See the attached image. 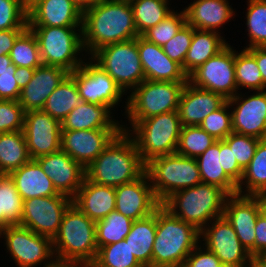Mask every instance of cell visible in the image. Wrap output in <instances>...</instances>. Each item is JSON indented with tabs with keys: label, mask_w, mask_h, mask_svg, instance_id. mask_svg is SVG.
<instances>
[{
	"label": "cell",
	"mask_w": 266,
	"mask_h": 267,
	"mask_svg": "<svg viewBox=\"0 0 266 267\" xmlns=\"http://www.w3.org/2000/svg\"><path fill=\"white\" fill-rule=\"evenodd\" d=\"M83 46L90 57L103 46L138 37L129 0H102L83 12Z\"/></svg>",
	"instance_id": "cell-1"
},
{
	"label": "cell",
	"mask_w": 266,
	"mask_h": 267,
	"mask_svg": "<svg viewBox=\"0 0 266 267\" xmlns=\"http://www.w3.org/2000/svg\"><path fill=\"white\" fill-rule=\"evenodd\" d=\"M144 172L145 164L134 140L122 130L85 168V178L98 185L118 187L136 180Z\"/></svg>",
	"instance_id": "cell-2"
},
{
	"label": "cell",
	"mask_w": 266,
	"mask_h": 267,
	"mask_svg": "<svg viewBox=\"0 0 266 267\" xmlns=\"http://www.w3.org/2000/svg\"><path fill=\"white\" fill-rule=\"evenodd\" d=\"M199 243L200 231L194 225L174 216L162 204L156 209L152 267L183 266Z\"/></svg>",
	"instance_id": "cell-3"
},
{
	"label": "cell",
	"mask_w": 266,
	"mask_h": 267,
	"mask_svg": "<svg viewBox=\"0 0 266 267\" xmlns=\"http://www.w3.org/2000/svg\"><path fill=\"white\" fill-rule=\"evenodd\" d=\"M52 243L56 261L82 263L89 267L98 251L96 222L72 203L65 211Z\"/></svg>",
	"instance_id": "cell-4"
},
{
	"label": "cell",
	"mask_w": 266,
	"mask_h": 267,
	"mask_svg": "<svg viewBox=\"0 0 266 267\" xmlns=\"http://www.w3.org/2000/svg\"><path fill=\"white\" fill-rule=\"evenodd\" d=\"M228 196L218 186L200 183L176 191L162 205L174 216L201 231L213 219L223 215Z\"/></svg>",
	"instance_id": "cell-5"
},
{
	"label": "cell",
	"mask_w": 266,
	"mask_h": 267,
	"mask_svg": "<svg viewBox=\"0 0 266 267\" xmlns=\"http://www.w3.org/2000/svg\"><path fill=\"white\" fill-rule=\"evenodd\" d=\"M186 83L144 80L127 95V108L124 115L128 119L126 120L128 124L123 121L122 130L127 132L135 123L149 117L178 111L180 97Z\"/></svg>",
	"instance_id": "cell-6"
},
{
	"label": "cell",
	"mask_w": 266,
	"mask_h": 267,
	"mask_svg": "<svg viewBox=\"0 0 266 267\" xmlns=\"http://www.w3.org/2000/svg\"><path fill=\"white\" fill-rule=\"evenodd\" d=\"M28 28L37 39L44 65L58 66L71 73L82 66L88 58L83 46L82 27L28 26Z\"/></svg>",
	"instance_id": "cell-7"
},
{
	"label": "cell",
	"mask_w": 266,
	"mask_h": 267,
	"mask_svg": "<svg viewBox=\"0 0 266 267\" xmlns=\"http://www.w3.org/2000/svg\"><path fill=\"white\" fill-rule=\"evenodd\" d=\"M181 129L178 111H171L141 120L127 133L146 164L153 158L176 153Z\"/></svg>",
	"instance_id": "cell-8"
},
{
	"label": "cell",
	"mask_w": 266,
	"mask_h": 267,
	"mask_svg": "<svg viewBox=\"0 0 266 267\" xmlns=\"http://www.w3.org/2000/svg\"><path fill=\"white\" fill-rule=\"evenodd\" d=\"M145 172L161 204L176 191L202 183L196 159L178 153L153 158Z\"/></svg>",
	"instance_id": "cell-9"
},
{
	"label": "cell",
	"mask_w": 266,
	"mask_h": 267,
	"mask_svg": "<svg viewBox=\"0 0 266 267\" xmlns=\"http://www.w3.org/2000/svg\"><path fill=\"white\" fill-rule=\"evenodd\" d=\"M90 58L100 66L126 93L145 80L137 47L133 40L101 47Z\"/></svg>",
	"instance_id": "cell-10"
},
{
	"label": "cell",
	"mask_w": 266,
	"mask_h": 267,
	"mask_svg": "<svg viewBox=\"0 0 266 267\" xmlns=\"http://www.w3.org/2000/svg\"><path fill=\"white\" fill-rule=\"evenodd\" d=\"M0 238L17 267H47L56 261L52 239L27 227L9 225L0 233Z\"/></svg>",
	"instance_id": "cell-11"
},
{
	"label": "cell",
	"mask_w": 266,
	"mask_h": 267,
	"mask_svg": "<svg viewBox=\"0 0 266 267\" xmlns=\"http://www.w3.org/2000/svg\"><path fill=\"white\" fill-rule=\"evenodd\" d=\"M76 82L82 102L98 105H106L115 112V107L120 106V102L127 108L126 93L121 87L90 57L86 59L82 66L69 73ZM122 99L126 101L122 102Z\"/></svg>",
	"instance_id": "cell-12"
},
{
	"label": "cell",
	"mask_w": 266,
	"mask_h": 267,
	"mask_svg": "<svg viewBox=\"0 0 266 267\" xmlns=\"http://www.w3.org/2000/svg\"><path fill=\"white\" fill-rule=\"evenodd\" d=\"M235 47L230 43L188 76V82L229 100L240 91L236 85Z\"/></svg>",
	"instance_id": "cell-13"
},
{
	"label": "cell",
	"mask_w": 266,
	"mask_h": 267,
	"mask_svg": "<svg viewBox=\"0 0 266 267\" xmlns=\"http://www.w3.org/2000/svg\"><path fill=\"white\" fill-rule=\"evenodd\" d=\"M72 203L73 199L63 194L26 199L20 225L36 234L53 239L59 230L65 211Z\"/></svg>",
	"instance_id": "cell-14"
},
{
	"label": "cell",
	"mask_w": 266,
	"mask_h": 267,
	"mask_svg": "<svg viewBox=\"0 0 266 267\" xmlns=\"http://www.w3.org/2000/svg\"><path fill=\"white\" fill-rule=\"evenodd\" d=\"M200 243L214 253L221 263L250 265L255 260L241 244L224 215L213 219L200 231Z\"/></svg>",
	"instance_id": "cell-15"
},
{
	"label": "cell",
	"mask_w": 266,
	"mask_h": 267,
	"mask_svg": "<svg viewBox=\"0 0 266 267\" xmlns=\"http://www.w3.org/2000/svg\"><path fill=\"white\" fill-rule=\"evenodd\" d=\"M248 93L240 91L227 100L232 109L233 132L266 139V90Z\"/></svg>",
	"instance_id": "cell-16"
},
{
	"label": "cell",
	"mask_w": 266,
	"mask_h": 267,
	"mask_svg": "<svg viewBox=\"0 0 266 267\" xmlns=\"http://www.w3.org/2000/svg\"><path fill=\"white\" fill-rule=\"evenodd\" d=\"M61 122L43 110L25 112L23 132L31 159L61 150Z\"/></svg>",
	"instance_id": "cell-17"
},
{
	"label": "cell",
	"mask_w": 266,
	"mask_h": 267,
	"mask_svg": "<svg viewBox=\"0 0 266 267\" xmlns=\"http://www.w3.org/2000/svg\"><path fill=\"white\" fill-rule=\"evenodd\" d=\"M115 210L132 220L145 218L161 205L144 172L136 180L115 187Z\"/></svg>",
	"instance_id": "cell-18"
},
{
	"label": "cell",
	"mask_w": 266,
	"mask_h": 267,
	"mask_svg": "<svg viewBox=\"0 0 266 267\" xmlns=\"http://www.w3.org/2000/svg\"><path fill=\"white\" fill-rule=\"evenodd\" d=\"M122 129L61 131V150L86 168Z\"/></svg>",
	"instance_id": "cell-19"
},
{
	"label": "cell",
	"mask_w": 266,
	"mask_h": 267,
	"mask_svg": "<svg viewBox=\"0 0 266 267\" xmlns=\"http://www.w3.org/2000/svg\"><path fill=\"white\" fill-rule=\"evenodd\" d=\"M260 214L258 195H229L223 215L234 228L241 244L254 258L255 226Z\"/></svg>",
	"instance_id": "cell-20"
},
{
	"label": "cell",
	"mask_w": 266,
	"mask_h": 267,
	"mask_svg": "<svg viewBox=\"0 0 266 267\" xmlns=\"http://www.w3.org/2000/svg\"><path fill=\"white\" fill-rule=\"evenodd\" d=\"M59 194L73 199L85 178V168L62 150L35 159Z\"/></svg>",
	"instance_id": "cell-21"
},
{
	"label": "cell",
	"mask_w": 266,
	"mask_h": 267,
	"mask_svg": "<svg viewBox=\"0 0 266 267\" xmlns=\"http://www.w3.org/2000/svg\"><path fill=\"white\" fill-rule=\"evenodd\" d=\"M137 47L145 80L188 82V76L183 71L182 66L171 60L161 46L138 36Z\"/></svg>",
	"instance_id": "cell-22"
},
{
	"label": "cell",
	"mask_w": 266,
	"mask_h": 267,
	"mask_svg": "<svg viewBox=\"0 0 266 267\" xmlns=\"http://www.w3.org/2000/svg\"><path fill=\"white\" fill-rule=\"evenodd\" d=\"M27 12L28 26L82 27L83 12L71 0H35Z\"/></svg>",
	"instance_id": "cell-23"
},
{
	"label": "cell",
	"mask_w": 266,
	"mask_h": 267,
	"mask_svg": "<svg viewBox=\"0 0 266 267\" xmlns=\"http://www.w3.org/2000/svg\"><path fill=\"white\" fill-rule=\"evenodd\" d=\"M227 99L187 82L179 102L178 114L182 126H199L212 112L222 107Z\"/></svg>",
	"instance_id": "cell-24"
},
{
	"label": "cell",
	"mask_w": 266,
	"mask_h": 267,
	"mask_svg": "<svg viewBox=\"0 0 266 267\" xmlns=\"http://www.w3.org/2000/svg\"><path fill=\"white\" fill-rule=\"evenodd\" d=\"M69 74L58 66L44 65L35 68L31 81L21 90L18 102L25 112L42 110L47 98Z\"/></svg>",
	"instance_id": "cell-25"
},
{
	"label": "cell",
	"mask_w": 266,
	"mask_h": 267,
	"mask_svg": "<svg viewBox=\"0 0 266 267\" xmlns=\"http://www.w3.org/2000/svg\"><path fill=\"white\" fill-rule=\"evenodd\" d=\"M182 9L186 15V23L194 29L218 33L236 15L229 0H194Z\"/></svg>",
	"instance_id": "cell-26"
},
{
	"label": "cell",
	"mask_w": 266,
	"mask_h": 267,
	"mask_svg": "<svg viewBox=\"0 0 266 267\" xmlns=\"http://www.w3.org/2000/svg\"><path fill=\"white\" fill-rule=\"evenodd\" d=\"M113 112L106 105L82 102L62 121L61 131L122 129V120H116Z\"/></svg>",
	"instance_id": "cell-27"
},
{
	"label": "cell",
	"mask_w": 266,
	"mask_h": 267,
	"mask_svg": "<svg viewBox=\"0 0 266 267\" xmlns=\"http://www.w3.org/2000/svg\"><path fill=\"white\" fill-rule=\"evenodd\" d=\"M115 187L95 184L84 178L73 203L91 220L97 222L115 211Z\"/></svg>",
	"instance_id": "cell-28"
},
{
	"label": "cell",
	"mask_w": 266,
	"mask_h": 267,
	"mask_svg": "<svg viewBox=\"0 0 266 267\" xmlns=\"http://www.w3.org/2000/svg\"><path fill=\"white\" fill-rule=\"evenodd\" d=\"M9 175L23 200L59 195L52 180L35 159H31Z\"/></svg>",
	"instance_id": "cell-29"
},
{
	"label": "cell",
	"mask_w": 266,
	"mask_h": 267,
	"mask_svg": "<svg viewBox=\"0 0 266 267\" xmlns=\"http://www.w3.org/2000/svg\"><path fill=\"white\" fill-rule=\"evenodd\" d=\"M221 34L193 28L191 45L184 60V72L187 76L229 44Z\"/></svg>",
	"instance_id": "cell-30"
},
{
	"label": "cell",
	"mask_w": 266,
	"mask_h": 267,
	"mask_svg": "<svg viewBox=\"0 0 266 267\" xmlns=\"http://www.w3.org/2000/svg\"><path fill=\"white\" fill-rule=\"evenodd\" d=\"M156 235V210L153 214L133 221L125 240L131 253L144 267H152V251Z\"/></svg>",
	"instance_id": "cell-31"
},
{
	"label": "cell",
	"mask_w": 266,
	"mask_h": 267,
	"mask_svg": "<svg viewBox=\"0 0 266 267\" xmlns=\"http://www.w3.org/2000/svg\"><path fill=\"white\" fill-rule=\"evenodd\" d=\"M196 159L202 183L218 186L228 195L237 194V184L221 167L220 140L214 142Z\"/></svg>",
	"instance_id": "cell-32"
},
{
	"label": "cell",
	"mask_w": 266,
	"mask_h": 267,
	"mask_svg": "<svg viewBox=\"0 0 266 267\" xmlns=\"http://www.w3.org/2000/svg\"><path fill=\"white\" fill-rule=\"evenodd\" d=\"M31 160L23 130L0 133V174H10Z\"/></svg>",
	"instance_id": "cell-33"
},
{
	"label": "cell",
	"mask_w": 266,
	"mask_h": 267,
	"mask_svg": "<svg viewBox=\"0 0 266 267\" xmlns=\"http://www.w3.org/2000/svg\"><path fill=\"white\" fill-rule=\"evenodd\" d=\"M237 194H266V139L258 142L254 156L237 185Z\"/></svg>",
	"instance_id": "cell-34"
},
{
	"label": "cell",
	"mask_w": 266,
	"mask_h": 267,
	"mask_svg": "<svg viewBox=\"0 0 266 267\" xmlns=\"http://www.w3.org/2000/svg\"><path fill=\"white\" fill-rule=\"evenodd\" d=\"M80 103L82 100L75 79L68 74L47 98L42 110L62 123L66 116Z\"/></svg>",
	"instance_id": "cell-35"
},
{
	"label": "cell",
	"mask_w": 266,
	"mask_h": 267,
	"mask_svg": "<svg viewBox=\"0 0 266 267\" xmlns=\"http://www.w3.org/2000/svg\"><path fill=\"white\" fill-rule=\"evenodd\" d=\"M129 1L134 12V21L139 36L157 25L174 10L170 4L171 0Z\"/></svg>",
	"instance_id": "cell-36"
},
{
	"label": "cell",
	"mask_w": 266,
	"mask_h": 267,
	"mask_svg": "<svg viewBox=\"0 0 266 267\" xmlns=\"http://www.w3.org/2000/svg\"><path fill=\"white\" fill-rule=\"evenodd\" d=\"M24 200L13 179L8 174H0V215H3V230L9 225H20Z\"/></svg>",
	"instance_id": "cell-37"
},
{
	"label": "cell",
	"mask_w": 266,
	"mask_h": 267,
	"mask_svg": "<svg viewBox=\"0 0 266 267\" xmlns=\"http://www.w3.org/2000/svg\"><path fill=\"white\" fill-rule=\"evenodd\" d=\"M134 220L115 211L96 222L97 248L117 243L126 238Z\"/></svg>",
	"instance_id": "cell-38"
},
{
	"label": "cell",
	"mask_w": 266,
	"mask_h": 267,
	"mask_svg": "<svg viewBox=\"0 0 266 267\" xmlns=\"http://www.w3.org/2000/svg\"><path fill=\"white\" fill-rule=\"evenodd\" d=\"M246 30L248 41L243 49L266 46V0H247Z\"/></svg>",
	"instance_id": "cell-39"
},
{
	"label": "cell",
	"mask_w": 266,
	"mask_h": 267,
	"mask_svg": "<svg viewBox=\"0 0 266 267\" xmlns=\"http://www.w3.org/2000/svg\"><path fill=\"white\" fill-rule=\"evenodd\" d=\"M89 267H144L131 253L125 239L98 249Z\"/></svg>",
	"instance_id": "cell-40"
},
{
	"label": "cell",
	"mask_w": 266,
	"mask_h": 267,
	"mask_svg": "<svg viewBox=\"0 0 266 267\" xmlns=\"http://www.w3.org/2000/svg\"><path fill=\"white\" fill-rule=\"evenodd\" d=\"M235 75L238 90L263 91V79L255 58L246 50L235 49ZM241 87V88H240Z\"/></svg>",
	"instance_id": "cell-41"
},
{
	"label": "cell",
	"mask_w": 266,
	"mask_h": 267,
	"mask_svg": "<svg viewBox=\"0 0 266 267\" xmlns=\"http://www.w3.org/2000/svg\"><path fill=\"white\" fill-rule=\"evenodd\" d=\"M10 58L16 67L35 69L43 64L37 39L29 28L16 39Z\"/></svg>",
	"instance_id": "cell-42"
},
{
	"label": "cell",
	"mask_w": 266,
	"mask_h": 267,
	"mask_svg": "<svg viewBox=\"0 0 266 267\" xmlns=\"http://www.w3.org/2000/svg\"><path fill=\"white\" fill-rule=\"evenodd\" d=\"M216 140L200 126H182L176 153L197 158Z\"/></svg>",
	"instance_id": "cell-43"
},
{
	"label": "cell",
	"mask_w": 266,
	"mask_h": 267,
	"mask_svg": "<svg viewBox=\"0 0 266 267\" xmlns=\"http://www.w3.org/2000/svg\"><path fill=\"white\" fill-rule=\"evenodd\" d=\"M186 23V15L182 9L173 10L167 17L160 21L154 27L146 30L141 36L146 40L163 47L178 30Z\"/></svg>",
	"instance_id": "cell-44"
},
{
	"label": "cell",
	"mask_w": 266,
	"mask_h": 267,
	"mask_svg": "<svg viewBox=\"0 0 266 267\" xmlns=\"http://www.w3.org/2000/svg\"><path fill=\"white\" fill-rule=\"evenodd\" d=\"M27 28V6L22 0H0V30Z\"/></svg>",
	"instance_id": "cell-45"
},
{
	"label": "cell",
	"mask_w": 266,
	"mask_h": 267,
	"mask_svg": "<svg viewBox=\"0 0 266 267\" xmlns=\"http://www.w3.org/2000/svg\"><path fill=\"white\" fill-rule=\"evenodd\" d=\"M216 141L224 140L233 132L232 113L228 101L219 109L209 114L199 125Z\"/></svg>",
	"instance_id": "cell-46"
},
{
	"label": "cell",
	"mask_w": 266,
	"mask_h": 267,
	"mask_svg": "<svg viewBox=\"0 0 266 267\" xmlns=\"http://www.w3.org/2000/svg\"><path fill=\"white\" fill-rule=\"evenodd\" d=\"M224 141L232 150L238 165L244 170L253 158L260 139L232 132Z\"/></svg>",
	"instance_id": "cell-47"
},
{
	"label": "cell",
	"mask_w": 266,
	"mask_h": 267,
	"mask_svg": "<svg viewBox=\"0 0 266 267\" xmlns=\"http://www.w3.org/2000/svg\"><path fill=\"white\" fill-rule=\"evenodd\" d=\"M193 27L185 23L178 32L162 48L164 53L182 66L184 71V60L191 45Z\"/></svg>",
	"instance_id": "cell-48"
},
{
	"label": "cell",
	"mask_w": 266,
	"mask_h": 267,
	"mask_svg": "<svg viewBox=\"0 0 266 267\" xmlns=\"http://www.w3.org/2000/svg\"><path fill=\"white\" fill-rule=\"evenodd\" d=\"M25 111L16 100H0V133L23 130Z\"/></svg>",
	"instance_id": "cell-49"
},
{
	"label": "cell",
	"mask_w": 266,
	"mask_h": 267,
	"mask_svg": "<svg viewBox=\"0 0 266 267\" xmlns=\"http://www.w3.org/2000/svg\"><path fill=\"white\" fill-rule=\"evenodd\" d=\"M219 258L199 243L184 262V267H219Z\"/></svg>",
	"instance_id": "cell-50"
},
{
	"label": "cell",
	"mask_w": 266,
	"mask_h": 267,
	"mask_svg": "<svg viewBox=\"0 0 266 267\" xmlns=\"http://www.w3.org/2000/svg\"><path fill=\"white\" fill-rule=\"evenodd\" d=\"M220 153L222 160L221 167L226 172V174L238 185L243 177L244 170L238 165L236 158L232 154V150L224 140H220Z\"/></svg>",
	"instance_id": "cell-51"
},
{
	"label": "cell",
	"mask_w": 266,
	"mask_h": 267,
	"mask_svg": "<svg viewBox=\"0 0 266 267\" xmlns=\"http://www.w3.org/2000/svg\"><path fill=\"white\" fill-rule=\"evenodd\" d=\"M15 72L0 74V100H19L21 89L14 78Z\"/></svg>",
	"instance_id": "cell-52"
},
{
	"label": "cell",
	"mask_w": 266,
	"mask_h": 267,
	"mask_svg": "<svg viewBox=\"0 0 266 267\" xmlns=\"http://www.w3.org/2000/svg\"><path fill=\"white\" fill-rule=\"evenodd\" d=\"M254 259L260 260L266 256V218L259 214L255 226Z\"/></svg>",
	"instance_id": "cell-53"
},
{
	"label": "cell",
	"mask_w": 266,
	"mask_h": 267,
	"mask_svg": "<svg viewBox=\"0 0 266 267\" xmlns=\"http://www.w3.org/2000/svg\"><path fill=\"white\" fill-rule=\"evenodd\" d=\"M26 29H9L0 30V56L7 54L10 55L11 49L14 46L16 39Z\"/></svg>",
	"instance_id": "cell-54"
},
{
	"label": "cell",
	"mask_w": 266,
	"mask_h": 267,
	"mask_svg": "<svg viewBox=\"0 0 266 267\" xmlns=\"http://www.w3.org/2000/svg\"><path fill=\"white\" fill-rule=\"evenodd\" d=\"M256 60L263 79V91L266 90V46L246 49Z\"/></svg>",
	"instance_id": "cell-55"
},
{
	"label": "cell",
	"mask_w": 266,
	"mask_h": 267,
	"mask_svg": "<svg viewBox=\"0 0 266 267\" xmlns=\"http://www.w3.org/2000/svg\"><path fill=\"white\" fill-rule=\"evenodd\" d=\"M34 71L32 68L16 67L14 78L21 90L31 81Z\"/></svg>",
	"instance_id": "cell-56"
},
{
	"label": "cell",
	"mask_w": 266,
	"mask_h": 267,
	"mask_svg": "<svg viewBox=\"0 0 266 267\" xmlns=\"http://www.w3.org/2000/svg\"><path fill=\"white\" fill-rule=\"evenodd\" d=\"M3 72H16V66L12 63L10 55L0 56V74Z\"/></svg>",
	"instance_id": "cell-57"
},
{
	"label": "cell",
	"mask_w": 266,
	"mask_h": 267,
	"mask_svg": "<svg viewBox=\"0 0 266 267\" xmlns=\"http://www.w3.org/2000/svg\"><path fill=\"white\" fill-rule=\"evenodd\" d=\"M82 12L96 5L102 0H71Z\"/></svg>",
	"instance_id": "cell-58"
},
{
	"label": "cell",
	"mask_w": 266,
	"mask_h": 267,
	"mask_svg": "<svg viewBox=\"0 0 266 267\" xmlns=\"http://www.w3.org/2000/svg\"><path fill=\"white\" fill-rule=\"evenodd\" d=\"M47 267H87V266L82 263H76V262L55 261L52 265L47 266Z\"/></svg>",
	"instance_id": "cell-59"
},
{
	"label": "cell",
	"mask_w": 266,
	"mask_h": 267,
	"mask_svg": "<svg viewBox=\"0 0 266 267\" xmlns=\"http://www.w3.org/2000/svg\"><path fill=\"white\" fill-rule=\"evenodd\" d=\"M260 214L266 218V194H259Z\"/></svg>",
	"instance_id": "cell-60"
},
{
	"label": "cell",
	"mask_w": 266,
	"mask_h": 267,
	"mask_svg": "<svg viewBox=\"0 0 266 267\" xmlns=\"http://www.w3.org/2000/svg\"><path fill=\"white\" fill-rule=\"evenodd\" d=\"M247 267H266L260 260H254L249 266Z\"/></svg>",
	"instance_id": "cell-61"
},
{
	"label": "cell",
	"mask_w": 266,
	"mask_h": 267,
	"mask_svg": "<svg viewBox=\"0 0 266 267\" xmlns=\"http://www.w3.org/2000/svg\"><path fill=\"white\" fill-rule=\"evenodd\" d=\"M249 265H235L231 263H221L219 267H247Z\"/></svg>",
	"instance_id": "cell-62"
},
{
	"label": "cell",
	"mask_w": 266,
	"mask_h": 267,
	"mask_svg": "<svg viewBox=\"0 0 266 267\" xmlns=\"http://www.w3.org/2000/svg\"><path fill=\"white\" fill-rule=\"evenodd\" d=\"M35 0H22V2L28 7L31 5Z\"/></svg>",
	"instance_id": "cell-63"
},
{
	"label": "cell",
	"mask_w": 266,
	"mask_h": 267,
	"mask_svg": "<svg viewBox=\"0 0 266 267\" xmlns=\"http://www.w3.org/2000/svg\"><path fill=\"white\" fill-rule=\"evenodd\" d=\"M3 231V215H0V233Z\"/></svg>",
	"instance_id": "cell-64"
},
{
	"label": "cell",
	"mask_w": 266,
	"mask_h": 267,
	"mask_svg": "<svg viewBox=\"0 0 266 267\" xmlns=\"http://www.w3.org/2000/svg\"><path fill=\"white\" fill-rule=\"evenodd\" d=\"M260 261L266 266V256L260 259Z\"/></svg>",
	"instance_id": "cell-65"
}]
</instances>
